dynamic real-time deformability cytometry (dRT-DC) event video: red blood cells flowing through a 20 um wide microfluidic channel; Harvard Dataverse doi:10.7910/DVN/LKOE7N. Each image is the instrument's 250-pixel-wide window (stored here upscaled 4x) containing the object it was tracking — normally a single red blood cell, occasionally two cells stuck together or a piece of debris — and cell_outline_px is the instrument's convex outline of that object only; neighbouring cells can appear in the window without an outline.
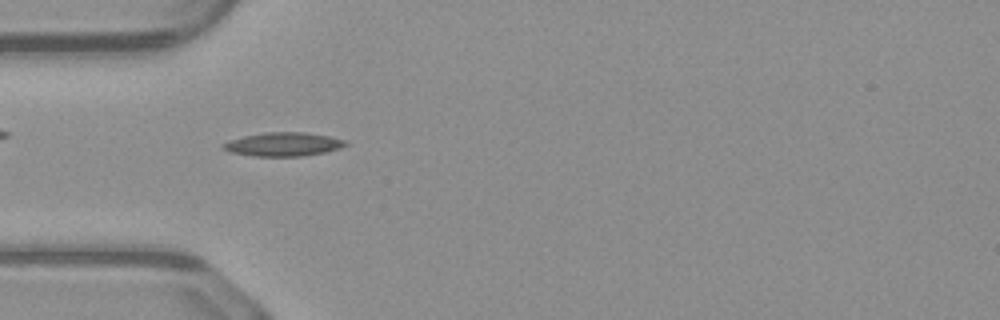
{"species": "common noctule bat (a hibernating species)", "species_latin": "Nyctalus noctula", "temperature_condition": "warm", "stored_images_in_passage": 49, "camera_frame_rate_fps": 3000, "um_per_image_px": 0.085, "animal": {"sex": "male", "body_mass_g": 23.1, "forearm_length_mm": 52.7}, "frame": {"image": 1, "passage_image": 14, "time_ms": 4.333, "image_size_px": [1000, 320], "cell_outline_px": [[348, 144], [340, 148], [324, 152], [304, 156], [256, 156], [228, 152], [220, 148], [220, 144], [228, 140], [244, 136], [264, 132], [304, 132], [328, 136], [348, 140]], "centroid_in_image_um": [24.04, 12.26], "position_along_channel_um": 61.0, "area_um2": 17.11}}
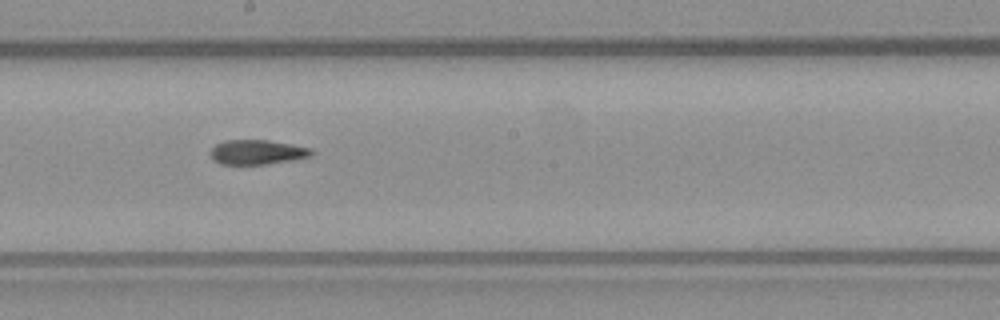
{"frame": {"image": 2, "passage_image": 26, "time_ms": 8.333, "image_size_px": [1000, 320], "cell_outline_px": [[316, 152], [312, 156], [296, 160], [268, 164], [220, 164], [212, 160], [212, 148], [216, 144], [224, 140], [268, 140], [308, 148]], "centroid_in_image_um": [21.88, 12.94], "position_along_channel_um": 226.3, "area_um2": 14.51}}
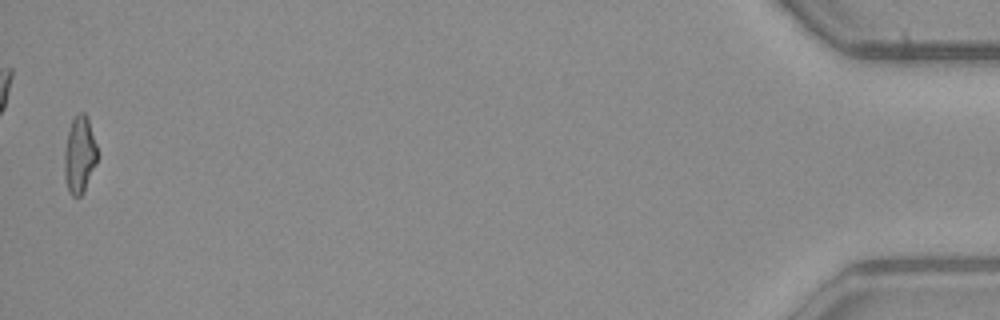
{"frame": {"image": 3, "passage_image": 48, "time_ms": 15.667, "image_size_px": [1000, 320], "cell_outline_px": [[96, 164], [80, 196], [72, 196], [68, 192], [64, 180], [64, 152], [68, 132], [72, 120], [76, 112], [84, 112], [88, 120], [96, 144]], "centroid_in_image_um": [6.72, 13.15], "position_along_channel_um": 428.5, "area_um2": 14.57}, "authors_computed_cell_mechanics": {"area_um2": 15.0858, "velocity_mm_per_s": 4.1473, "shape_relaxation_time_tau1_ms": null, "shape_relaxation_time_tau2_ms": 6.2517, "deformation_change_tau1": null, "deformation_change_tau2": 0.1695}}